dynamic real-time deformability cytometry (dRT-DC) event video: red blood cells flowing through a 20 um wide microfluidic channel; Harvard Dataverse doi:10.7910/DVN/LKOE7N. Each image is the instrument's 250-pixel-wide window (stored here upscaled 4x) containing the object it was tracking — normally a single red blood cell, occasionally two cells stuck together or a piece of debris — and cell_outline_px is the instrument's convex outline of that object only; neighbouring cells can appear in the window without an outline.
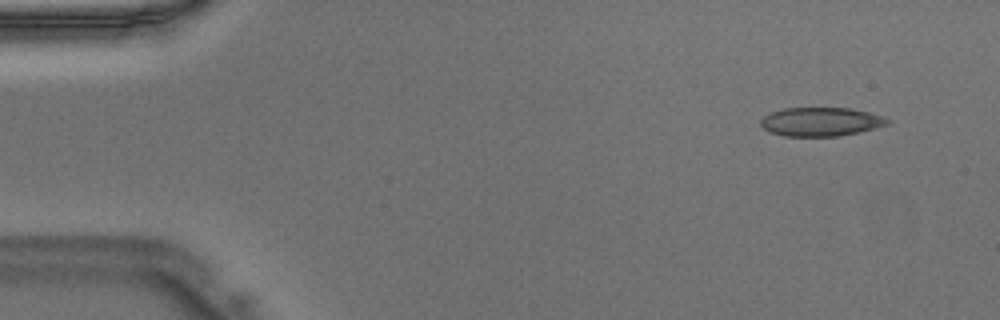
{"species": "Egyptian fruit bat (a non-hibernating species)", "species_latin": "Rousettus aegyptiacus", "temperature_condition": "warm", "stored_images_in_passage": 43, "camera_frame_rate_fps": 3000, "um_per_image_px": 0.085, "animal": {"sex": "male"}, "frame": {"image": 1, "passage_image": 1, "time_ms": 0.0, "image_size_px": [1000, 320], "cell_outline_px": [[892, 120], [888, 124], [876, 128], [840, 136], [784, 136], [768, 132], [760, 124], [760, 120], [764, 116], [772, 112], [784, 108], [848, 108], [868, 112], [884, 116]], "centroid_in_image_um": [69.78, 10.35], "position_along_channel_um": 15.2, "area_um2": 21.33}}
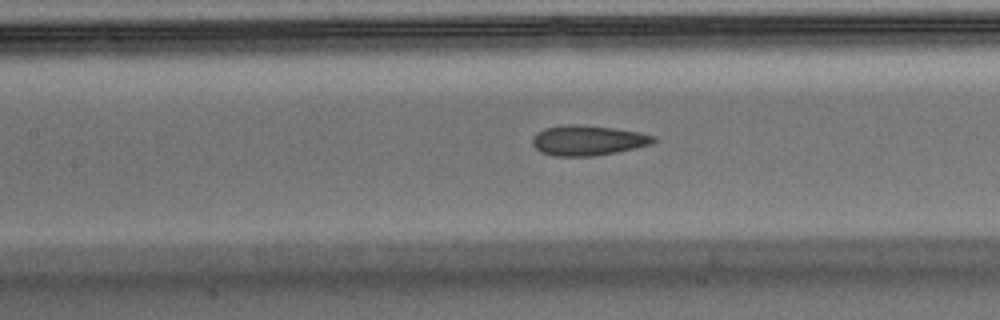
{"frame": {"image": 2, "passage_image": 18, "time_ms": 5.667, "image_size_px": [1000, 320], "cell_outline_px": [[656, 140], [652, 144], [616, 152], [592, 156], [556, 156], [540, 152], [532, 144], [532, 136], [536, 132], [544, 128], [564, 124], [576, 124], [616, 128], [640, 132], [656, 136]], "centroid_in_image_um": [49.95, 11.92], "position_along_channel_um": 157.5, "area_um2": 21.44}}
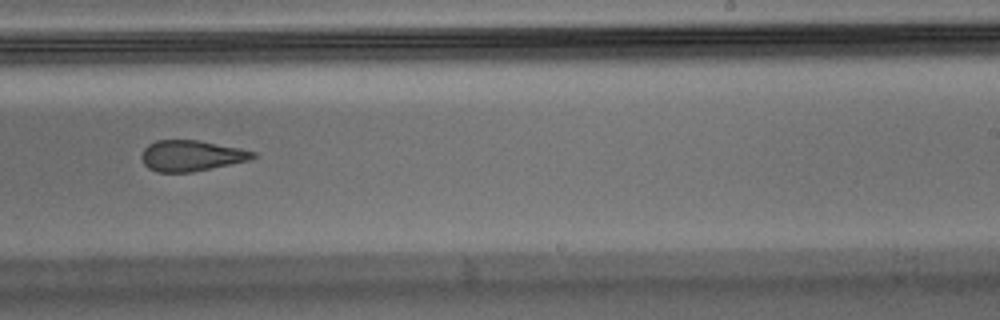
{"frame": {"image": 3, "passage_image": 26, "time_ms": 8.333, "image_size_px": [1000, 320], "cell_outline_px": [[256, 156], [248, 160], [192, 172], [156, 172], [148, 168], [144, 164], [140, 156], [144, 148], [148, 144], [156, 140], [196, 140], [240, 148], [256, 152]], "centroid_in_image_um": [16.21, 13.23], "position_along_channel_um": 272.8, "area_um2": 19.88}}